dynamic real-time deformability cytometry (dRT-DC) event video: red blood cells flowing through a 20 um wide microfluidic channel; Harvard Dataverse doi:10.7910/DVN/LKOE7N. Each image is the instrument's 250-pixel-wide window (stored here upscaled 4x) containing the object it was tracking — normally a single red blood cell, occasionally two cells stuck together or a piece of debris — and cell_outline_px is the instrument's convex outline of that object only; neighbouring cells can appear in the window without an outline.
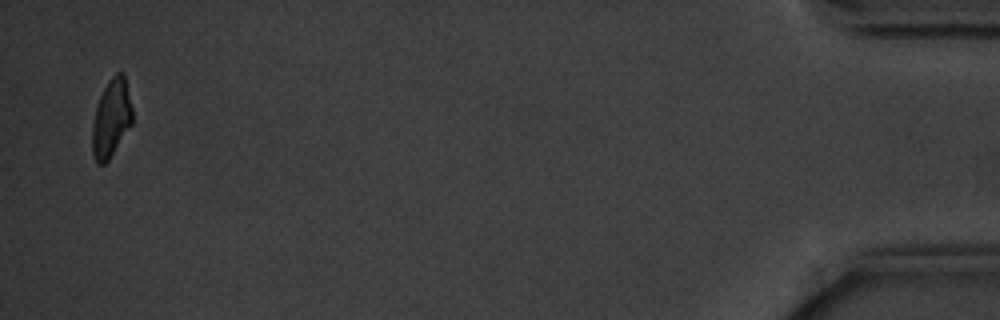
{"species": "common noctule bat (a hibernating species)", "species_latin": "Nyctalus noctula", "temperature_condition": "cold", "stored_images_in_passage": 13, "camera_frame_rate_fps": 3000, "um_per_image_px": 0.085, "animal": {"sex": "male", "body_mass_g": 20.1, "forearm_length_mm": 53.5}, "frame": {"image": 1, "passage_image": 13, "time_ms": 15.667, "image_size_px": [1000, 320], "cell_outline_px": [[132, 124], [108, 160], [104, 164], [96, 164], [92, 152], [92, 124], [96, 108], [100, 96], [108, 80], [116, 72], [124, 72], [132, 108]], "centroid_in_image_um": [9.46, 10.04], "position_along_channel_um": 425.7, "area_um2": 18.21}, "authors_computed_cell_mechanics": {"area_um2": 20.3456, "velocity_mm_per_s": 3.5675, "shape_relaxation_time_tau1_ms": 2.9085, "shape_relaxation_time_tau2_ms": 2.4484, "deformation_change_tau1": 0.1178, "deformation_change_tau2": 0.102}}